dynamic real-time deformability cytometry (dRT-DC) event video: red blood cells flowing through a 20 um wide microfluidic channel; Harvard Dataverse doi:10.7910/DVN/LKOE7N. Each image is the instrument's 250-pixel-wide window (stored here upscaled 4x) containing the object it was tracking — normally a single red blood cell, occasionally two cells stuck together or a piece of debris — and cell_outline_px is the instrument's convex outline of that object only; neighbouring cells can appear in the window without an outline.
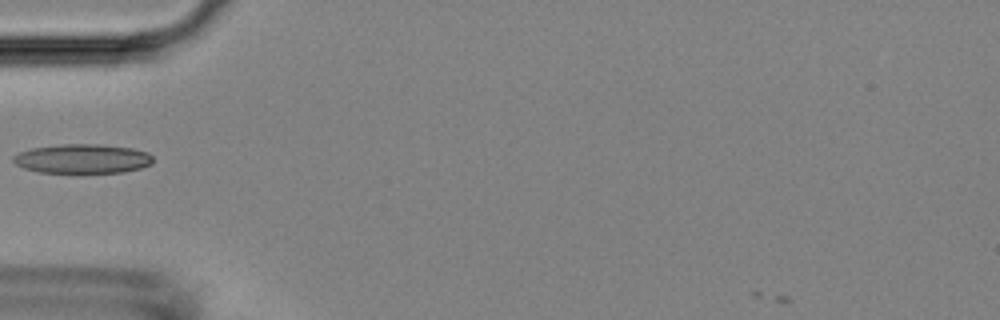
{"species": "Egyptian fruit bat (a non-hibernating species)", "species_latin": "Rousettus aegyptiacus", "temperature_condition": "room temperature", "stored_images_in_passage": 7, "camera_frame_rate_fps": 3000, "um_per_image_px": 0.085, "animal": {"sex": "female"}, "frame": {"image": 1, "passage_image": 6, "time_ms": 1.667, "image_size_px": [1000, 320], "cell_outline_px": [[152, 164], [140, 168], [124, 172], [80, 176], [40, 172], [24, 168], [16, 164], [12, 160], [12, 156], [20, 152], [32, 148], [64, 144], [96, 144], [132, 148], [148, 152], [152, 156]], "centroid_in_image_um": [7.01, 13.55], "position_along_channel_um": 78.0, "area_um2": 24.85}}